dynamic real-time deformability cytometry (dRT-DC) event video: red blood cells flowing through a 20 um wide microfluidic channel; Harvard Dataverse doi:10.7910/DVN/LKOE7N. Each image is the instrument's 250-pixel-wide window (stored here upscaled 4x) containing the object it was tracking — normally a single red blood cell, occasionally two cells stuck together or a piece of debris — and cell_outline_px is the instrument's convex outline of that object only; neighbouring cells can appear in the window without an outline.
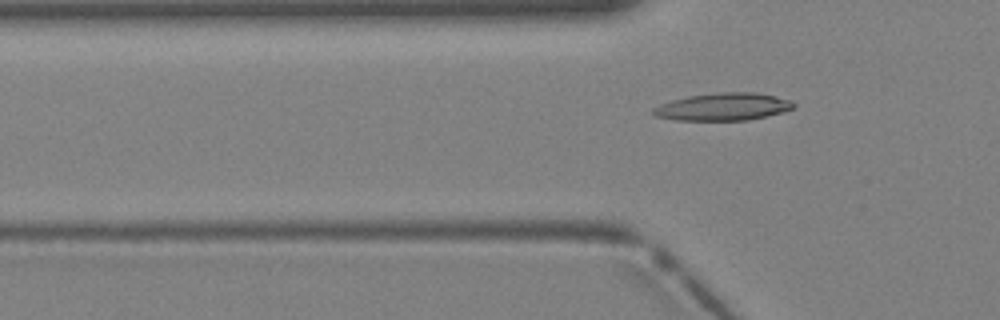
{"species": "Egyptian fruit bat (a non-hibernating species)", "species_latin": "Rousettus aegyptiacus", "temperature_condition": "warm", "stored_images_in_passage": 2, "camera_frame_rate_fps": 3000, "um_per_image_px": 0.085, "animal": {"sex": "female"}, "frame": {"image": 1, "passage_image": 2, "time_ms": 0.333, "image_size_px": [1000, 320], "cell_outline_px": [[796, 108], [784, 112], [768, 116], [748, 120], [676, 120], [656, 116], [652, 112], [652, 108], [660, 104], [672, 100], [688, 96], [720, 92], [756, 92], [776, 96], [792, 100], [796, 104]], "centroid_in_image_um": [61.53, 9.07], "position_along_channel_um": 64.3, "area_um2": 22.72}}